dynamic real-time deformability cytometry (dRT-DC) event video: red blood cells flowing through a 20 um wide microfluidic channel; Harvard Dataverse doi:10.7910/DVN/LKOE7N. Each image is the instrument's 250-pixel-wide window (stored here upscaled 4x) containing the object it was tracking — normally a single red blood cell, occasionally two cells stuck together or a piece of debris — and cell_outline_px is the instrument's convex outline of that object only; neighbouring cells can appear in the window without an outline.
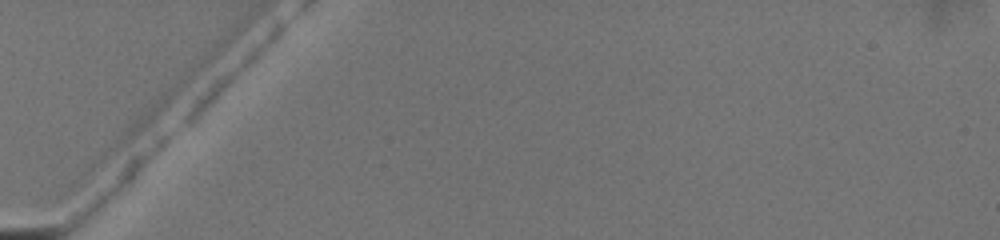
{"species": "common noctule bat (a hibernating species)", "species_latin": "Nyctalus noctula", "temperature_condition": "warm", "stored_images_in_passage": 4, "camera_frame_rate_fps": 3000, "um_per_image_px": 0.085, "animal": {"sex": "female", "body_mass_g": 19.5, "forearm_length_mm": 54.1}, "frame": {"image": 1, "passage_image": 1, "time_ms": 0.0, "image_size_px": [1000, 240], "cell_outline_px": [[284, 28], [276, 40], [192, 124], [184, 124], [184, 112], [216, 80], [276, 24], [284, 24]], "centroid_in_image_um": [19.66, 6.4], "position_along_channel_um": 65.3, "area_um2": 12.77}}